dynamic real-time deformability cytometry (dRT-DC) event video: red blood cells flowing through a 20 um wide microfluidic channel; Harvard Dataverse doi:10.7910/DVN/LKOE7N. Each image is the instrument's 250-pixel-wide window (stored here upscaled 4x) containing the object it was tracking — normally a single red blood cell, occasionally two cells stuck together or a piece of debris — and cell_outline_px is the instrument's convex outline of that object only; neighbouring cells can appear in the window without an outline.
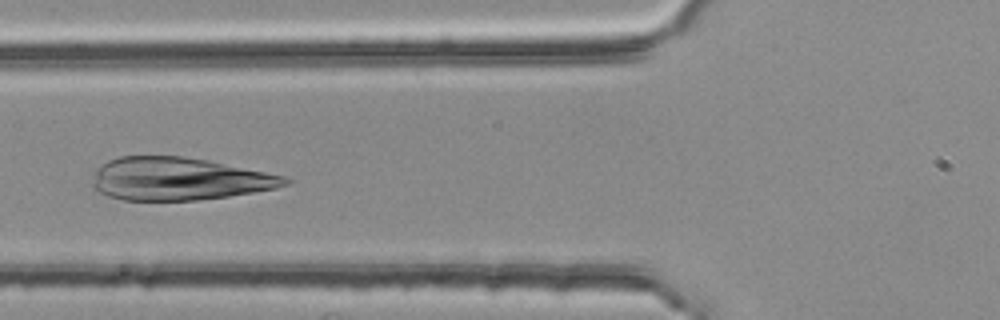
{"species": "common noctule bat (a hibernating species)", "species_latin": "Nyctalus noctula", "temperature_condition": "room temperature", "stored_images_in_passage": 32, "camera_frame_rate_fps": 3000, "um_per_image_px": 0.085, "animal": {"sex": "female", "body_mass_g": 25.1}, "frame": {"image": 1, "passage_image": 10, "time_ms": 3.0, "image_size_px": [1000, 320], "cell_outline_px": [[292, 180], [288, 184], [276, 188], [228, 196], [196, 200], [124, 200], [108, 196], [96, 192], [92, 188], [92, 184], [96, 172], [100, 164], [108, 160], [120, 156], [184, 156], [208, 160], [284, 176]], "centroid_in_image_um": [15.16, 15.2], "position_along_channel_um": 110.6, "area_um2": 47.86}}
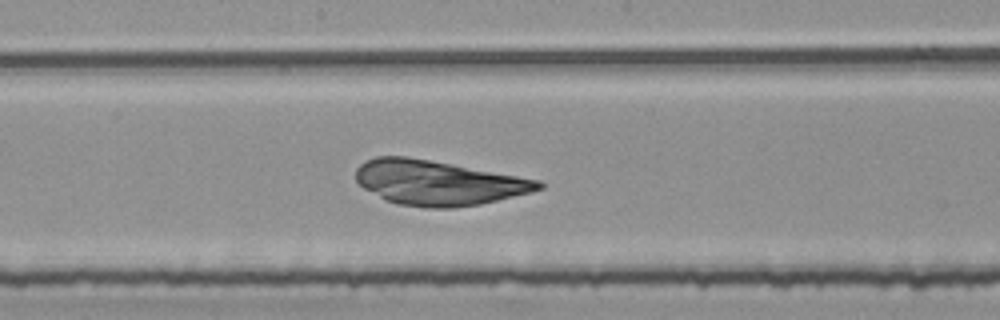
{"frame": {"image": 2, "passage_image": 18, "time_ms": 5.667, "image_size_px": [1000, 320], "cell_outline_px": [[544, 188], [532, 192], [480, 204], [452, 208], [424, 208], [396, 204], [384, 200], [364, 188], [356, 180], [356, 168], [364, 160], [376, 156], [408, 156], [540, 180], [544, 184]], "centroid_in_image_um": [37.21, 15.54], "position_along_channel_um": 211.0, "area_um2": 47.74}}
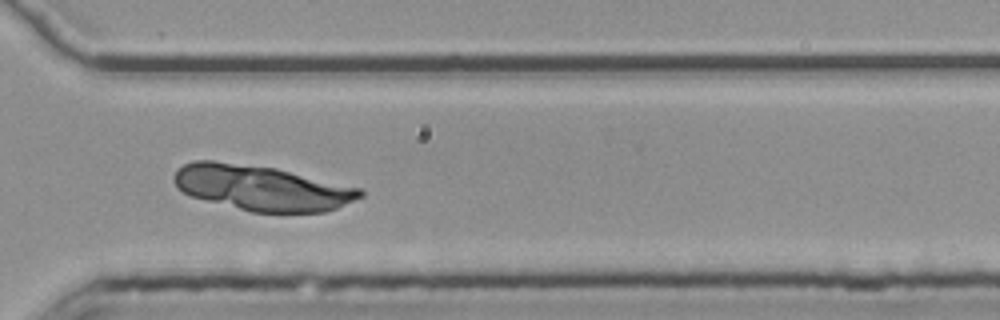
{"frame": {"image": 3, "passage_image": 29, "time_ms": 9.333, "image_size_px": [1000, 320], "cell_outline_px": [[364, 196], [336, 208], [324, 212], [252, 212], [192, 196], [176, 188], [172, 180], [172, 176], [184, 164], [192, 160], [212, 160], [276, 168], [364, 188]], "centroid_in_image_um": [22.27, 15.96], "position_along_channel_um": 348.3, "area_um2": 49.07}}